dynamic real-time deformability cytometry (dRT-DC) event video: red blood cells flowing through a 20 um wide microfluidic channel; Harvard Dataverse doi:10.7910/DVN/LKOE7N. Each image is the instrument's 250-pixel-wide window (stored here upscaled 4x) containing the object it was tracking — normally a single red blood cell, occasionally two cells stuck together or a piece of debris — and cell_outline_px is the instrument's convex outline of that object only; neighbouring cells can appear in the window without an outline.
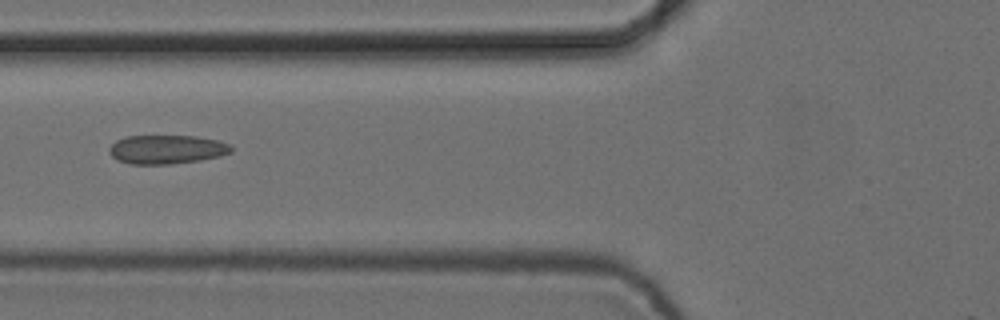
{"species": "common noctule bat (a hibernating species)", "species_latin": "Nyctalus noctula", "temperature_condition": "cold", "stored_images_in_passage": 6, "camera_frame_rate_fps": 3000, "um_per_image_px": 0.085, "animal": {"sex": "female", "body_mass_g": 24.6, "forearm_length_mm": 56.2}, "frame": {"image": 1, "passage_image": 6, "time_ms": 1.667, "image_size_px": [1000, 320], "cell_outline_px": [[232, 152], [220, 156], [200, 160], [172, 164], [132, 164], [116, 160], [108, 152], [108, 148], [116, 140], [128, 136], [196, 136], [220, 140], [232, 144]], "centroid_in_image_um": [14.19, 12.7], "position_along_channel_um": 111.6, "area_um2": 20.75}}